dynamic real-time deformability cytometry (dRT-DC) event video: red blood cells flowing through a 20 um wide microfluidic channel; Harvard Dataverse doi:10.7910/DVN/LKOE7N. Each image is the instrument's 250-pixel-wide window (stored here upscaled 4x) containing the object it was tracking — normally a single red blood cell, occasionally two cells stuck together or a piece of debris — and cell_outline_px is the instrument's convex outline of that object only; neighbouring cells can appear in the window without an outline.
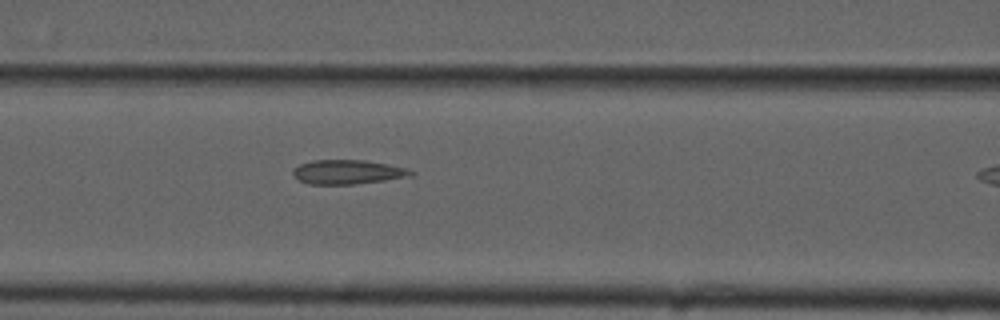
{"species": "common noctule bat (a hibernating species)", "species_latin": "Nyctalus noctula", "temperature_condition": "cold", "stored_images_in_passage": 10, "camera_frame_rate_fps": 3000, "um_per_image_px": 0.085, "animal": {"sex": "male", "forearm_length_mm": 52.5}, "frame": {"image": 1, "passage_image": 9, "time_ms": 2.667, "image_size_px": [1000, 320], "cell_outline_px": [[416, 172], [412, 176], [384, 180], [352, 184], [308, 184], [300, 180], [292, 172], [300, 164], [312, 160], [364, 160], [388, 164], [404, 168]], "centroid_in_image_um": [29.57, 14.61], "position_along_channel_um": 137.0, "area_um2": 16.42}}